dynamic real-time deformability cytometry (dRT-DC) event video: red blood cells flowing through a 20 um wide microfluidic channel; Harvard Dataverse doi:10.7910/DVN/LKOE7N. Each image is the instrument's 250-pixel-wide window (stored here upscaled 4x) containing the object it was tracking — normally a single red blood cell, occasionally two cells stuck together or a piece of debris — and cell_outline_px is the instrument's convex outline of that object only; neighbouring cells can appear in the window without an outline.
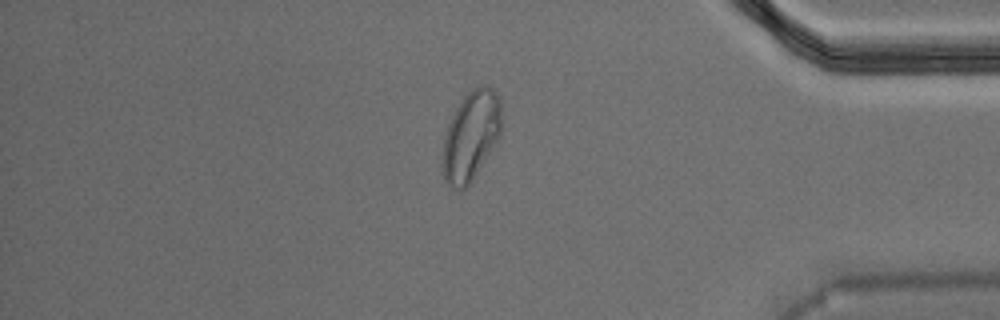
{"species": "Egyptian fruit bat (a non-hibernating species)", "species_latin": "Rousettus aegyptiacus", "temperature_condition": "warm", "stored_images_in_passage": 47, "camera_frame_rate_fps": 3000, "um_per_image_px": 0.085, "animal": {"sex": "male"}, "frame": {"image": 1, "passage_image": 40, "time_ms": 13.0, "image_size_px": [1000, 320], "cell_outline_px": [[500, 132], [496, 140], [472, 180], [460, 192], [448, 184], [444, 180], [440, 164], [444, 136], [448, 124], [456, 108], [464, 96], [476, 84], [488, 84], [496, 92], [500, 100]], "centroid_in_image_um": [39.98, 11.53], "position_along_channel_um": 395.2, "area_um2": 30.69}}